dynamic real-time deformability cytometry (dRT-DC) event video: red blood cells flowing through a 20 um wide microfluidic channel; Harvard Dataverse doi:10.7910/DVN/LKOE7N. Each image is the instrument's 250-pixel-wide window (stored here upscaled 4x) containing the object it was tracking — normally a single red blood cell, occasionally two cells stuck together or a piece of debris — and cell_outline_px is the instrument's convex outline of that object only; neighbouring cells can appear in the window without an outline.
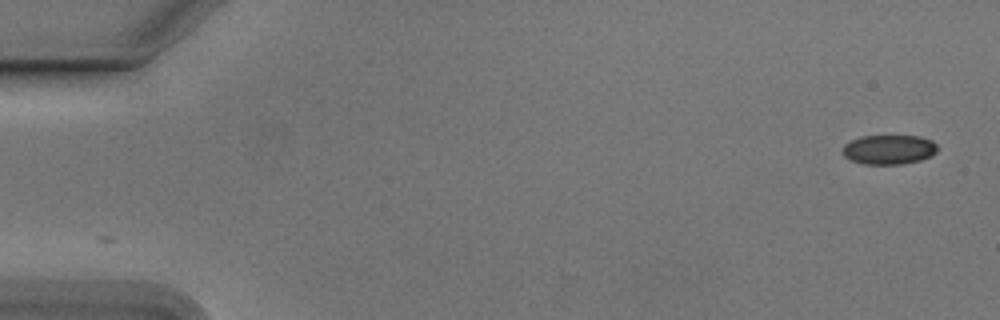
{"species": "Egyptian fruit bat (a non-hibernating species)", "species_latin": "Rousettus aegyptiacus", "temperature_condition": "cold", "stored_images_in_passage": 53, "camera_frame_rate_fps": 3000, "um_per_image_px": 0.085, "animal": {"sex": "male"}, "frame": {"image": 1, "passage_image": 1, "time_ms": 0.0, "image_size_px": [1000, 320], "cell_outline_px": [[936, 152], [932, 156], [920, 160], [900, 164], [864, 164], [852, 160], [844, 156], [840, 152], [840, 148], [844, 144], [860, 136], [920, 136], [932, 140], [936, 144]], "centroid_in_image_um": [75.52, 12.71], "position_along_channel_um": 9.5, "area_um2": 16.42}}
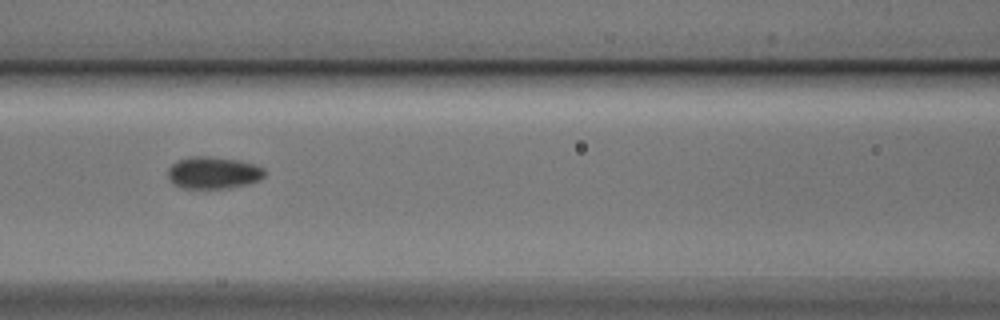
{"frame": {"image": 2, "passage_image": 23, "time_ms": 7.333, "image_size_px": [1000, 320], "cell_outline_px": [[264, 176], [248, 184], [228, 188], [184, 188], [172, 184], [168, 180], [168, 168], [176, 160], [188, 156], [208, 156], [236, 160], [252, 164], [264, 168]], "centroid_in_image_um": [18.05, 14.68], "position_along_channel_um": 148.5, "area_um2": 18.03}}
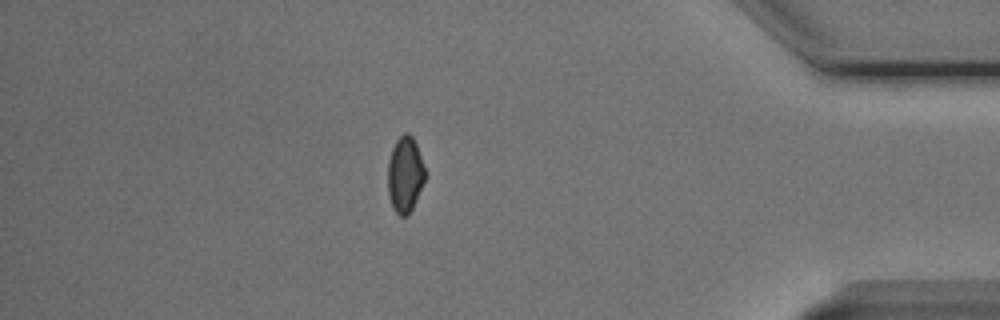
{"frame": {"image": 3, "passage_image": 46, "time_ms": 15.0, "image_size_px": [1000, 320], "cell_outline_px": [[424, 180], [412, 208], [408, 216], [400, 216], [392, 208], [388, 192], [388, 164], [392, 148], [396, 140], [404, 132], [408, 132], [412, 136], [416, 144], [424, 168]], "centroid_in_image_um": [34.4, 14.83], "position_along_channel_um": 400.8, "area_um2": 16.18}, "authors_computed_cell_mechanics": {"area_um2": 17.1088, "velocity_mm_per_s": 3.7919, "shape_relaxation_time_tau1_ms": 2.5009, "shape_relaxation_time_tau2_ms": 3.3581, "deformation_change_tau1": 0.0708, "deformation_change_tau2": 0.0512}}